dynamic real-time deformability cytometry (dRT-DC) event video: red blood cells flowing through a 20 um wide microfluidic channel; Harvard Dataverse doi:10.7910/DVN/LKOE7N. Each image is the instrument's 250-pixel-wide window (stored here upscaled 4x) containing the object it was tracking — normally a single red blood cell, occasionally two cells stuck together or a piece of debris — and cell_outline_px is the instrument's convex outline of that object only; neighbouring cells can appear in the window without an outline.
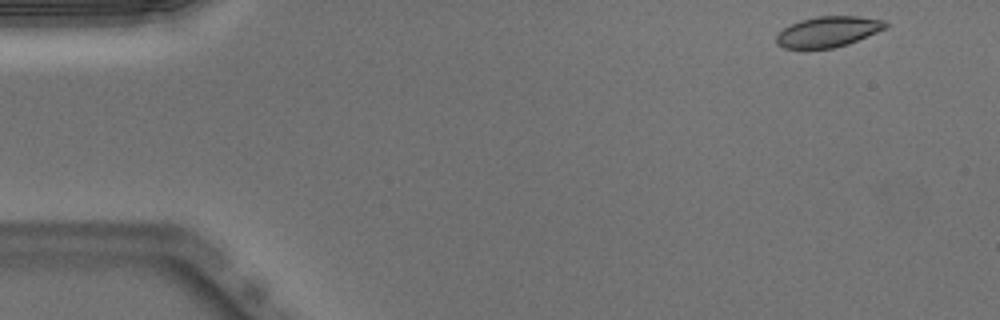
{"species": "Egyptian fruit bat (a non-hibernating species)", "species_latin": "Rousettus aegyptiacus", "temperature_condition": "warm", "stored_images_in_passage": 46, "camera_frame_rate_fps": 3000, "um_per_image_px": 0.085, "animal": {"sex": "male"}, "frame": {"image": 1, "passage_image": 1, "time_ms": 0.0, "image_size_px": [1000, 320], "cell_outline_px": [[888, 28], [848, 44], [832, 48], [784, 48], [776, 44], [776, 36], [784, 28], [800, 20], [816, 16], [860, 16], [884, 20], [888, 24]], "centroid_in_image_um": [70.42, 2.69], "position_along_channel_um": 14.6, "area_um2": 19.48}}
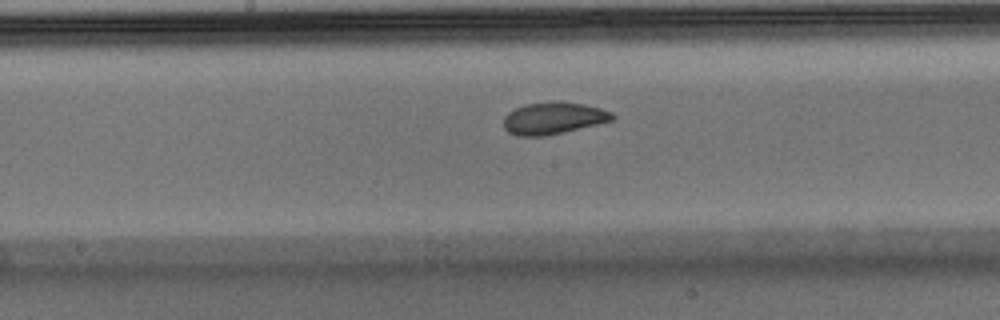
{"frame": {"image": 2, "passage_image": 23, "time_ms": 7.333, "image_size_px": [1000, 320], "cell_outline_px": [[616, 116], [612, 120], [564, 132], [544, 136], [520, 136], [508, 132], [504, 128], [504, 116], [508, 112], [524, 104], [556, 100], [560, 100], [584, 104], [600, 108], [612, 112]], "centroid_in_image_um": [47.02, 10.02], "position_along_channel_um": 201.2, "area_um2": 20.4}}
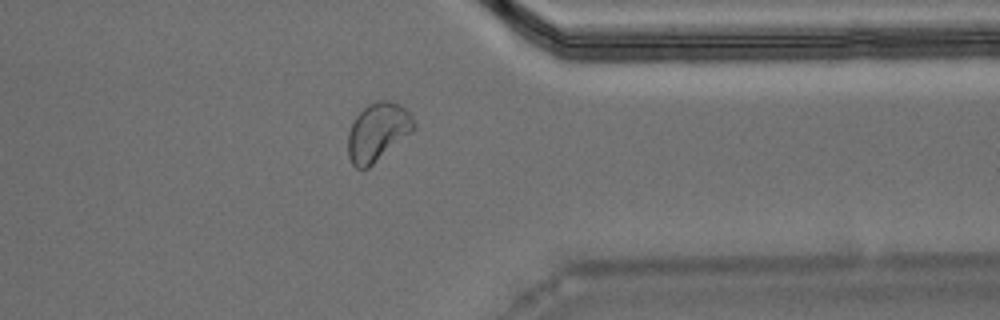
{"frame": {"image": 3, "passage_image": 37, "time_ms": 12.0, "image_size_px": [1000, 320], "cell_outline_px": [[416, 128], [412, 132], [368, 168], [356, 168], [352, 164], [348, 156], [348, 132], [356, 116], [368, 104], [376, 100], [388, 100], [400, 104], [412, 116], [416, 124]], "centroid_in_image_um": [32.11, 11.2], "position_along_channel_um": 379.3, "area_um2": 22.31}}